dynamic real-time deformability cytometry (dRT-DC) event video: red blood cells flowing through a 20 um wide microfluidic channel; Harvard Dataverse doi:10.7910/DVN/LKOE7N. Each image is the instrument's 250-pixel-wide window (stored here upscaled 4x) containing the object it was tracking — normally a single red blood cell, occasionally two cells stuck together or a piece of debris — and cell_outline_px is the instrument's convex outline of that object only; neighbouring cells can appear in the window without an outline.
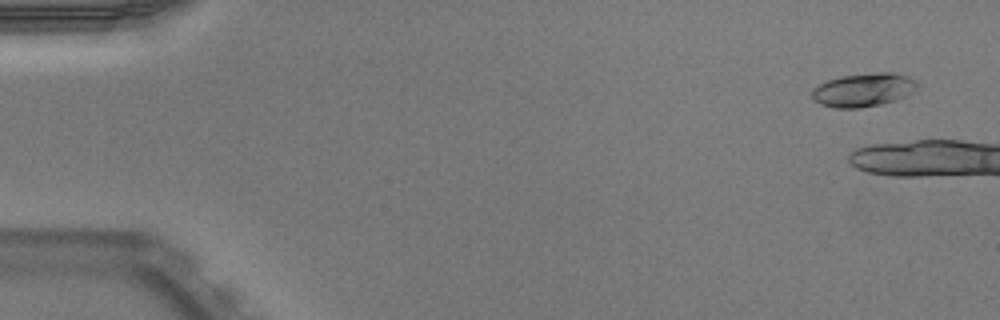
{"species": "Egyptian fruit bat (a non-hibernating species)", "species_latin": "Rousettus aegyptiacus", "temperature_condition": "warm", "stored_images_in_passage": 16, "camera_frame_rate_fps": 3000, "um_per_image_px": 0.085, "animal": {"sex": "male"}, "frame": {"image": 1, "passage_image": 3, "time_ms": 0.667, "image_size_px": [1000, 320], "cell_outline_px": [[920, 84], [908, 96], [896, 100], [880, 104], [860, 108], [836, 108], [820, 104], [812, 96], [812, 92], [820, 84], [828, 80], [840, 76], [880, 72], [892, 72], [908, 76]], "centroid_in_image_um": [73.44, 7.64], "position_along_channel_um": 11.6, "area_um2": 20.46}}